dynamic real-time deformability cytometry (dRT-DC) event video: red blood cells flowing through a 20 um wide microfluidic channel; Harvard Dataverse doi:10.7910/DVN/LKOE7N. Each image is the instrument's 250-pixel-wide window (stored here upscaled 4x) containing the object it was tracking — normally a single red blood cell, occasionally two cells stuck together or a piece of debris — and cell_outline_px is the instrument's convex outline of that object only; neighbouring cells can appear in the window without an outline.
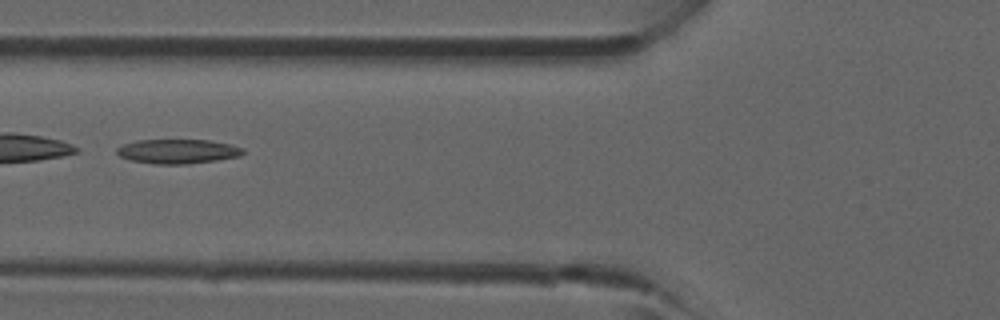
{"species": "common noctule bat (a hibernating species)", "species_latin": "Nyctalus noctula", "temperature_condition": "room temperature", "stored_images_in_passage": 2, "camera_frame_rate_fps": 3000, "um_per_image_px": 0.085, "animal": {"sex": "male", "forearm_length_mm": 52.5}, "frame": {"image": 1, "passage_image": 2, "time_ms": 1.0, "image_size_px": [1000, 320], "cell_outline_px": [[244, 152], [240, 156], [216, 160], [184, 164], [156, 164], [132, 160], [120, 156], [116, 152], [116, 148], [120, 144], [136, 140], [208, 140], [232, 144], [244, 148]], "centroid_in_image_um": [15.1, 12.85], "position_along_channel_um": 110.7, "area_um2": 17.98}}